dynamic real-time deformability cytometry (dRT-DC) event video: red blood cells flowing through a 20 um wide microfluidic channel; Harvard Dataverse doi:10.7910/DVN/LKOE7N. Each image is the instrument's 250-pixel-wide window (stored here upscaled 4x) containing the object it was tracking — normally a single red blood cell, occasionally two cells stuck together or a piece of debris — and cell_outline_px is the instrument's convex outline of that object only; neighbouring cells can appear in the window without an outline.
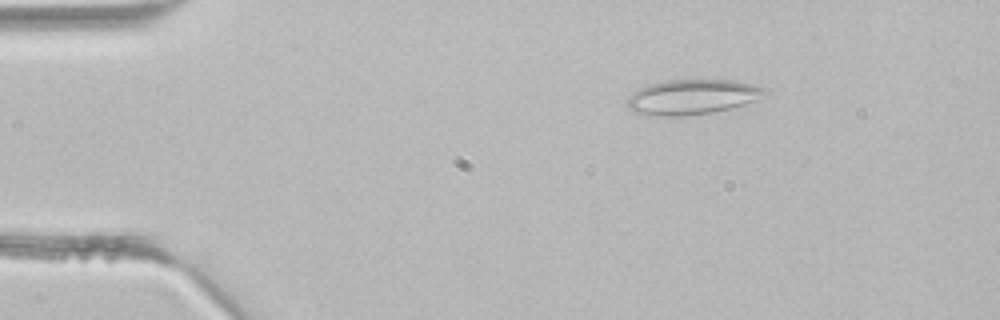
{"species": "common noctule bat (a hibernating species)", "species_latin": "Nyctalus noctula", "temperature_condition": "room temperature", "stored_images_in_passage": 41, "camera_frame_rate_fps": 3000, "um_per_image_px": 0.085, "animal": {"sex": "male", "body_mass_g": 21.5, "forearm_length_mm": 52.0}, "frame": {"image": 1, "passage_image": 5, "time_ms": 1.333, "image_size_px": [1000, 320], "cell_outline_px": [[768, 92], [756, 100], [744, 104], [712, 112], [684, 116], [648, 116], [632, 112], [628, 108], [628, 96], [632, 92], [648, 84], [664, 80], [736, 80], [768, 88]], "centroid_in_image_um": [58.81, 8.24], "position_along_channel_um": 26.2, "area_um2": 28.32}}
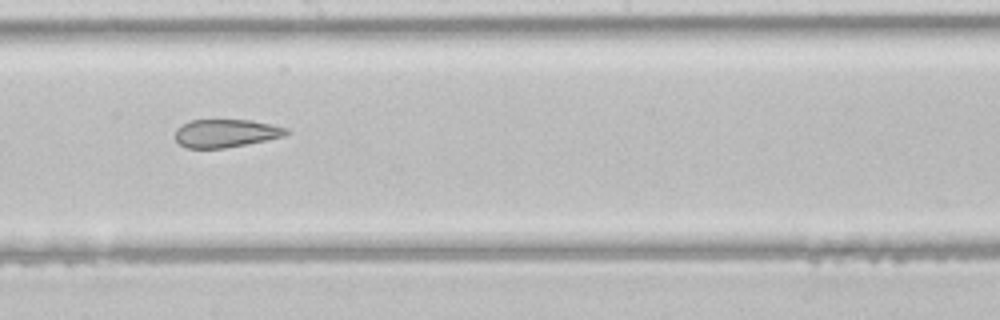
{"frame": {"image": 2, "passage_image": 22, "time_ms": 7.0, "image_size_px": [1000, 320], "cell_outline_px": [[292, 132], [284, 136], [224, 148], [184, 148], [176, 140], [176, 128], [188, 120], [252, 120], [288, 128]], "centroid_in_image_um": [19.19, 11.32], "position_along_channel_um": 229.0, "area_um2": 18.15}}
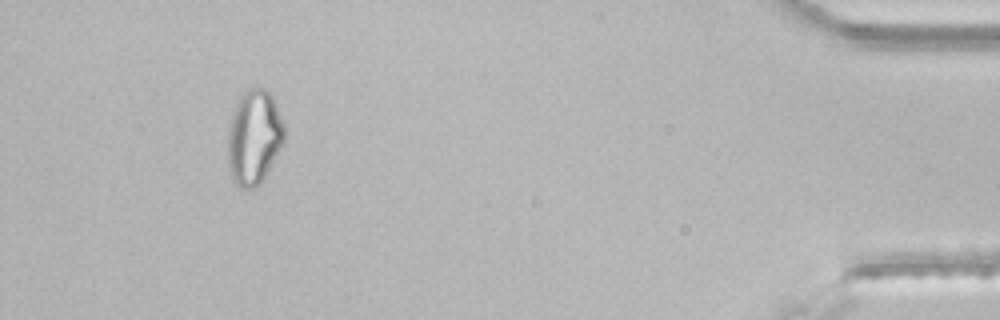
{"frame": {"image": 3, "passage_image": 38, "time_ms": 12.333, "image_size_px": [1000, 320], "cell_outline_px": [[284, 140], [280, 148], [260, 184], [256, 188], [240, 188], [232, 180], [228, 172], [228, 124], [236, 104], [240, 96], [248, 88], [264, 88], [272, 96], [284, 124]], "centroid_in_image_um": [21.56, 11.68], "position_along_channel_um": 413.6, "area_um2": 31.15}}